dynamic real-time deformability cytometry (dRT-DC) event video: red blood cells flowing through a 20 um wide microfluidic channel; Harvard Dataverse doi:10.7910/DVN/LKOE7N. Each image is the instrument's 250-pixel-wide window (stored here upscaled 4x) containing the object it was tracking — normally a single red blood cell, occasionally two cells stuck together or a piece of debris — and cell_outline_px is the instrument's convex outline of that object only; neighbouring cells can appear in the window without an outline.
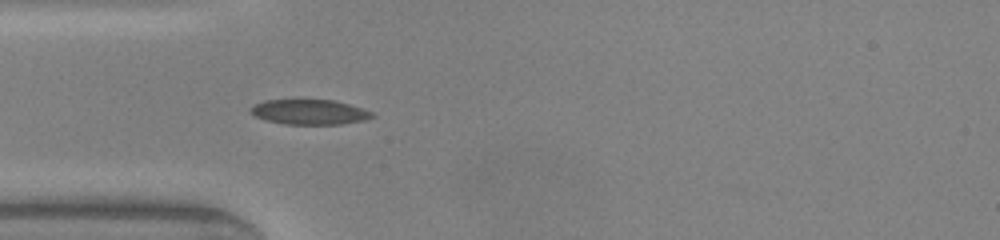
{"species": "common noctule bat (a hibernating species)", "species_latin": "Nyctalus noctula", "temperature_condition": "warm", "stored_images_in_passage": 3, "camera_frame_rate_fps": 3000, "um_per_image_px": 0.085, "animal": {"sex": "male", "body_mass_g": 20.0, "forearm_length_mm": 53.3}, "frame": {"image": 1, "passage_image": 1, "time_ms": 0.0, "image_size_px": [1000, 240], "cell_outline_px": [[376, 116], [364, 120], [340, 124], [284, 124], [264, 120], [248, 112], [248, 108], [264, 100], [332, 100], [348, 104], [372, 112]], "centroid_in_image_um": [26.25, 9.52], "position_along_channel_um": 58.7, "area_um2": 17.63}}